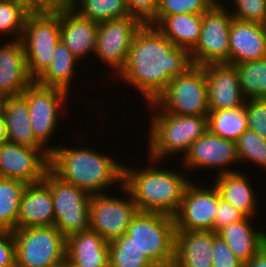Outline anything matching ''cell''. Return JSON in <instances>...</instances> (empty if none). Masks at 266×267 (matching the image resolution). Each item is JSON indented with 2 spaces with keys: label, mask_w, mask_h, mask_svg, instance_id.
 I'll return each instance as SVG.
<instances>
[{
  "label": "cell",
  "mask_w": 266,
  "mask_h": 267,
  "mask_svg": "<svg viewBox=\"0 0 266 267\" xmlns=\"http://www.w3.org/2000/svg\"><path fill=\"white\" fill-rule=\"evenodd\" d=\"M192 65L188 50L175 46L155 26L147 24L135 33L126 64L113 78L139 91L147 104L155 101L171 78Z\"/></svg>",
  "instance_id": "1"
},
{
  "label": "cell",
  "mask_w": 266,
  "mask_h": 267,
  "mask_svg": "<svg viewBox=\"0 0 266 267\" xmlns=\"http://www.w3.org/2000/svg\"><path fill=\"white\" fill-rule=\"evenodd\" d=\"M146 159H150L152 165L148 163L149 166L145 164L143 168L123 165V186L131 194L138 211L174 216L192 179L187 172L164 169L160 160Z\"/></svg>",
  "instance_id": "2"
},
{
  "label": "cell",
  "mask_w": 266,
  "mask_h": 267,
  "mask_svg": "<svg viewBox=\"0 0 266 267\" xmlns=\"http://www.w3.org/2000/svg\"><path fill=\"white\" fill-rule=\"evenodd\" d=\"M72 147L56 145L50 152L49 168L55 174L91 195L104 194L115 184L119 189L122 187L123 164L120 161L93 147Z\"/></svg>",
  "instance_id": "3"
},
{
  "label": "cell",
  "mask_w": 266,
  "mask_h": 267,
  "mask_svg": "<svg viewBox=\"0 0 266 267\" xmlns=\"http://www.w3.org/2000/svg\"><path fill=\"white\" fill-rule=\"evenodd\" d=\"M147 106L153 112L147 132L148 158L162 162L177 153L184 157L190 145L208 130V116L166 113L154 101Z\"/></svg>",
  "instance_id": "4"
},
{
  "label": "cell",
  "mask_w": 266,
  "mask_h": 267,
  "mask_svg": "<svg viewBox=\"0 0 266 267\" xmlns=\"http://www.w3.org/2000/svg\"><path fill=\"white\" fill-rule=\"evenodd\" d=\"M125 234L156 266L174 263L176 226L173 216L138 211Z\"/></svg>",
  "instance_id": "5"
},
{
  "label": "cell",
  "mask_w": 266,
  "mask_h": 267,
  "mask_svg": "<svg viewBox=\"0 0 266 267\" xmlns=\"http://www.w3.org/2000/svg\"><path fill=\"white\" fill-rule=\"evenodd\" d=\"M12 232L16 267H59L66 259V238L54 225Z\"/></svg>",
  "instance_id": "6"
},
{
  "label": "cell",
  "mask_w": 266,
  "mask_h": 267,
  "mask_svg": "<svg viewBox=\"0 0 266 267\" xmlns=\"http://www.w3.org/2000/svg\"><path fill=\"white\" fill-rule=\"evenodd\" d=\"M52 194L54 226L67 239L89 229V204L91 194L64 181L50 168L42 180Z\"/></svg>",
  "instance_id": "7"
},
{
  "label": "cell",
  "mask_w": 266,
  "mask_h": 267,
  "mask_svg": "<svg viewBox=\"0 0 266 267\" xmlns=\"http://www.w3.org/2000/svg\"><path fill=\"white\" fill-rule=\"evenodd\" d=\"M154 102L166 113L207 116L208 87L203 67L192 65L183 74L171 78Z\"/></svg>",
  "instance_id": "8"
},
{
  "label": "cell",
  "mask_w": 266,
  "mask_h": 267,
  "mask_svg": "<svg viewBox=\"0 0 266 267\" xmlns=\"http://www.w3.org/2000/svg\"><path fill=\"white\" fill-rule=\"evenodd\" d=\"M21 41L29 74L35 80L49 66L60 41V8L48 12H30Z\"/></svg>",
  "instance_id": "9"
},
{
  "label": "cell",
  "mask_w": 266,
  "mask_h": 267,
  "mask_svg": "<svg viewBox=\"0 0 266 267\" xmlns=\"http://www.w3.org/2000/svg\"><path fill=\"white\" fill-rule=\"evenodd\" d=\"M21 95L27 101L35 138L51 152L54 146L48 142L54 138L60 118H63L64 112H68L66 107L70 93L61 88L42 86L34 81Z\"/></svg>",
  "instance_id": "10"
},
{
  "label": "cell",
  "mask_w": 266,
  "mask_h": 267,
  "mask_svg": "<svg viewBox=\"0 0 266 267\" xmlns=\"http://www.w3.org/2000/svg\"><path fill=\"white\" fill-rule=\"evenodd\" d=\"M225 4L219 0L202 14L198 43L190 51L193 65L229 64V30L233 17L228 9L229 5Z\"/></svg>",
  "instance_id": "11"
},
{
  "label": "cell",
  "mask_w": 266,
  "mask_h": 267,
  "mask_svg": "<svg viewBox=\"0 0 266 267\" xmlns=\"http://www.w3.org/2000/svg\"><path fill=\"white\" fill-rule=\"evenodd\" d=\"M119 191L126 196L102 193L90 198L89 229L96 231L107 242L125 234L131 219L138 212L128 190L122 185Z\"/></svg>",
  "instance_id": "12"
},
{
  "label": "cell",
  "mask_w": 266,
  "mask_h": 267,
  "mask_svg": "<svg viewBox=\"0 0 266 267\" xmlns=\"http://www.w3.org/2000/svg\"><path fill=\"white\" fill-rule=\"evenodd\" d=\"M179 158L180 160L182 158L179 163H183L179 164L183 167L181 170L185 168L184 170L193 172L196 169L210 170L212 168L213 170L216 168L218 175L239 171L237 167L234 170L232 165L235 167L236 163L241 164L237 155L236 143L219 137L209 130L190 145L184 157L179 155Z\"/></svg>",
  "instance_id": "13"
},
{
  "label": "cell",
  "mask_w": 266,
  "mask_h": 267,
  "mask_svg": "<svg viewBox=\"0 0 266 267\" xmlns=\"http://www.w3.org/2000/svg\"><path fill=\"white\" fill-rule=\"evenodd\" d=\"M218 201L219 191L214 184L203 187L192 181L173 216L176 231H214Z\"/></svg>",
  "instance_id": "14"
},
{
  "label": "cell",
  "mask_w": 266,
  "mask_h": 267,
  "mask_svg": "<svg viewBox=\"0 0 266 267\" xmlns=\"http://www.w3.org/2000/svg\"><path fill=\"white\" fill-rule=\"evenodd\" d=\"M142 24L134 17L98 23L95 56L117 76L126 64L132 39ZM113 69V70H112Z\"/></svg>",
  "instance_id": "15"
},
{
  "label": "cell",
  "mask_w": 266,
  "mask_h": 267,
  "mask_svg": "<svg viewBox=\"0 0 266 267\" xmlns=\"http://www.w3.org/2000/svg\"><path fill=\"white\" fill-rule=\"evenodd\" d=\"M50 152L7 142L0 146V178L39 183L49 169Z\"/></svg>",
  "instance_id": "16"
},
{
  "label": "cell",
  "mask_w": 266,
  "mask_h": 267,
  "mask_svg": "<svg viewBox=\"0 0 266 267\" xmlns=\"http://www.w3.org/2000/svg\"><path fill=\"white\" fill-rule=\"evenodd\" d=\"M202 67L208 87L209 111L234 109L245 104L235 65L212 63Z\"/></svg>",
  "instance_id": "17"
},
{
  "label": "cell",
  "mask_w": 266,
  "mask_h": 267,
  "mask_svg": "<svg viewBox=\"0 0 266 267\" xmlns=\"http://www.w3.org/2000/svg\"><path fill=\"white\" fill-rule=\"evenodd\" d=\"M3 43L0 45V94L19 96L34 82L28 71L25 49L21 39H7Z\"/></svg>",
  "instance_id": "18"
},
{
  "label": "cell",
  "mask_w": 266,
  "mask_h": 267,
  "mask_svg": "<svg viewBox=\"0 0 266 267\" xmlns=\"http://www.w3.org/2000/svg\"><path fill=\"white\" fill-rule=\"evenodd\" d=\"M97 34L98 23L81 17L70 6L60 7V40L79 61L94 54Z\"/></svg>",
  "instance_id": "19"
},
{
  "label": "cell",
  "mask_w": 266,
  "mask_h": 267,
  "mask_svg": "<svg viewBox=\"0 0 266 267\" xmlns=\"http://www.w3.org/2000/svg\"><path fill=\"white\" fill-rule=\"evenodd\" d=\"M266 57V25L233 18L229 30V64Z\"/></svg>",
  "instance_id": "20"
},
{
  "label": "cell",
  "mask_w": 266,
  "mask_h": 267,
  "mask_svg": "<svg viewBox=\"0 0 266 267\" xmlns=\"http://www.w3.org/2000/svg\"><path fill=\"white\" fill-rule=\"evenodd\" d=\"M66 260L75 267H109V242L91 229L66 239Z\"/></svg>",
  "instance_id": "21"
},
{
  "label": "cell",
  "mask_w": 266,
  "mask_h": 267,
  "mask_svg": "<svg viewBox=\"0 0 266 267\" xmlns=\"http://www.w3.org/2000/svg\"><path fill=\"white\" fill-rule=\"evenodd\" d=\"M54 225L50 188L43 182L27 184L21 196L17 228Z\"/></svg>",
  "instance_id": "22"
},
{
  "label": "cell",
  "mask_w": 266,
  "mask_h": 267,
  "mask_svg": "<svg viewBox=\"0 0 266 267\" xmlns=\"http://www.w3.org/2000/svg\"><path fill=\"white\" fill-rule=\"evenodd\" d=\"M213 231H176L175 259L178 267H213Z\"/></svg>",
  "instance_id": "23"
},
{
  "label": "cell",
  "mask_w": 266,
  "mask_h": 267,
  "mask_svg": "<svg viewBox=\"0 0 266 267\" xmlns=\"http://www.w3.org/2000/svg\"><path fill=\"white\" fill-rule=\"evenodd\" d=\"M251 217L231 223L216 234L243 263L248 262L266 245V231L255 230Z\"/></svg>",
  "instance_id": "24"
},
{
  "label": "cell",
  "mask_w": 266,
  "mask_h": 267,
  "mask_svg": "<svg viewBox=\"0 0 266 267\" xmlns=\"http://www.w3.org/2000/svg\"><path fill=\"white\" fill-rule=\"evenodd\" d=\"M244 174L240 170L220 174L215 177L213 184L218 189L221 198L241 211L246 217L252 218L258 211V197L248 176Z\"/></svg>",
  "instance_id": "25"
},
{
  "label": "cell",
  "mask_w": 266,
  "mask_h": 267,
  "mask_svg": "<svg viewBox=\"0 0 266 267\" xmlns=\"http://www.w3.org/2000/svg\"><path fill=\"white\" fill-rule=\"evenodd\" d=\"M3 118L9 142L30 148H45L34 136L27 101L22 95L7 97Z\"/></svg>",
  "instance_id": "26"
},
{
  "label": "cell",
  "mask_w": 266,
  "mask_h": 267,
  "mask_svg": "<svg viewBox=\"0 0 266 267\" xmlns=\"http://www.w3.org/2000/svg\"><path fill=\"white\" fill-rule=\"evenodd\" d=\"M202 14L179 13L165 16L155 27L175 46L189 52L201 32Z\"/></svg>",
  "instance_id": "27"
},
{
  "label": "cell",
  "mask_w": 266,
  "mask_h": 267,
  "mask_svg": "<svg viewBox=\"0 0 266 267\" xmlns=\"http://www.w3.org/2000/svg\"><path fill=\"white\" fill-rule=\"evenodd\" d=\"M79 62L60 40L55 47L49 66L34 81L42 86L57 87L70 92L73 77H77L75 68Z\"/></svg>",
  "instance_id": "28"
},
{
  "label": "cell",
  "mask_w": 266,
  "mask_h": 267,
  "mask_svg": "<svg viewBox=\"0 0 266 267\" xmlns=\"http://www.w3.org/2000/svg\"><path fill=\"white\" fill-rule=\"evenodd\" d=\"M208 130L227 140L236 141L247 129L245 104L234 109L209 111Z\"/></svg>",
  "instance_id": "29"
},
{
  "label": "cell",
  "mask_w": 266,
  "mask_h": 267,
  "mask_svg": "<svg viewBox=\"0 0 266 267\" xmlns=\"http://www.w3.org/2000/svg\"><path fill=\"white\" fill-rule=\"evenodd\" d=\"M27 183L18 179L0 178V230L17 229L21 196Z\"/></svg>",
  "instance_id": "30"
},
{
  "label": "cell",
  "mask_w": 266,
  "mask_h": 267,
  "mask_svg": "<svg viewBox=\"0 0 266 267\" xmlns=\"http://www.w3.org/2000/svg\"><path fill=\"white\" fill-rule=\"evenodd\" d=\"M70 7L96 23L130 16L126 0H73Z\"/></svg>",
  "instance_id": "31"
},
{
  "label": "cell",
  "mask_w": 266,
  "mask_h": 267,
  "mask_svg": "<svg viewBox=\"0 0 266 267\" xmlns=\"http://www.w3.org/2000/svg\"><path fill=\"white\" fill-rule=\"evenodd\" d=\"M246 99L266 98V57L235 65Z\"/></svg>",
  "instance_id": "32"
},
{
  "label": "cell",
  "mask_w": 266,
  "mask_h": 267,
  "mask_svg": "<svg viewBox=\"0 0 266 267\" xmlns=\"http://www.w3.org/2000/svg\"><path fill=\"white\" fill-rule=\"evenodd\" d=\"M155 266L126 234L109 242V267Z\"/></svg>",
  "instance_id": "33"
},
{
  "label": "cell",
  "mask_w": 266,
  "mask_h": 267,
  "mask_svg": "<svg viewBox=\"0 0 266 267\" xmlns=\"http://www.w3.org/2000/svg\"><path fill=\"white\" fill-rule=\"evenodd\" d=\"M29 13L15 0H0V36L5 38L3 40L8 37V40L21 39Z\"/></svg>",
  "instance_id": "34"
},
{
  "label": "cell",
  "mask_w": 266,
  "mask_h": 267,
  "mask_svg": "<svg viewBox=\"0 0 266 267\" xmlns=\"http://www.w3.org/2000/svg\"><path fill=\"white\" fill-rule=\"evenodd\" d=\"M239 161L253 163L266 171V141L254 131L247 129L236 141Z\"/></svg>",
  "instance_id": "35"
},
{
  "label": "cell",
  "mask_w": 266,
  "mask_h": 267,
  "mask_svg": "<svg viewBox=\"0 0 266 267\" xmlns=\"http://www.w3.org/2000/svg\"><path fill=\"white\" fill-rule=\"evenodd\" d=\"M219 0H158L156 18L149 24L156 26L165 16L190 13L203 14Z\"/></svg>",
  "instance_id": "36"
},
{
  "label": "cell",
  "mask_w": 266,
  "mask_h": 267,
  "mask_svg": "<svg viewBox=\"0 0 266 267\" xmlns=\"http://www.w3.org/2000/svg\"><path fill=\"white\" fill-rule=\"evenodd\" d=\"M232 6L234 19L266 25V0H234Z\"/></svg>",
  "instance_id": "37"
},
{
  "label": "cell",
  "mask_w": 266,
  "mask_h": 267,
  "mask_svg": "<svg viewBox=\"0 0 266 267\" xmlns=\"http://www.w3.org/2000/svg\"><path fill=\"white\" fill-rule=\"evenodd\" d=\"M248 129L266 141V98L246 99Z\"/></svg>",
  "instance_id": "38"
},
{
  "label": "cell",
  "mask_w": 266,
  "mask_h": 267,
  "mask_svg": "<svg viewBox=\"0 0 266 267\" xmlns=\"http://www.w3.org/2000/svg\"><path fill=\"white\" fill-rule=\"evenodd\" d=\"M243 262L230 250L229 246L213 231V267H243Z\"/></svg>",
  "instance_id": "39"
},
{
  "label": "cell",
  "mask_w": 266,
  "mask_h": 267,
  "mask_svg": "<svg viewBox=\"0 0 266 267\" xmlns=\"http://www.w3.org/2000/svg\"><path fill=\"white\" fill-rule=\"evenodd\" d=\"M129 15L142 25L150 24L155 18L158 0H126Z\"/></svg>",
  "instance_id": "40"
},
{
  "label": "cell",
  "mask_w": 266,
  "mask_h": 267,
  "mask_svg": "<svg viewBox=\"0 0 266 267\" xmlns=\"http://www.w3.org/2000/svg\"><path fill=\"white\" fill-rule=\"evenodd\" d=\"M245 217V215L239 211L237 208L232 206L230 203H228L226 200L221 198L219 193V201H218V207L217 212L215 216L214 221V232L216 233L219 229L242 220Z\"/></svg>",
  "instance_id": "41"
},
{
  "label": "cell",
  "mask_w": 266,
  "mask_h": 267,
  "mask_svg": "<svg viewBox=\"0 0 266 267\" xmlns=\"http://www.w3.org/2000/svg\"><path fill=\"white\" fill-rule=\"evenodd\" d=\"M0 267H16L13 232L0 230Z\"/></svg>",
  "instance_id": "42"
},
{
  "label": "cell",
  "mask_w": 266,
  "mask_h": 267,
  "mask_svg": "<svg viewBox=\"0 0 266 267\" xmlns=\"http://www.w3.org/2000/svg\"><path fill=\"white\" fill-rule=\"evenodd\" d=\"M23 5L29 12L55 11L61 5L56 0H15Z\"/></svg>",
  "instance_id": "43"
},
{
  "label": "cell",
  "mask_w": 266,
  "mask_h": 267,
  "mask_svg": "<svg viewBox=\"0 0 266 267\" xmlns=\"http://www.w3.org/2000/svg\"><path fill=\"white\" fill-rule=\"evenodd\" d=\"M243 267H266V245L248 262H245Z\"/></svg>",
  "instance_id": "44"
},
{
  "label": "cell",
  "mask_w": 266,
  "mask_h": 267,
  "mask_svg": "<svg viewBox=\"0 0 266 267\" xmlns=\"http://www.w3.org/2000/svg\"><path fill=\"white\" fill-rule=\"evenodd\" d=\"M9 142L5 121L3 117H0V146Z\"/></svg>",
  "instance_id": "45"
},
{
  "label": "cell",
  "mask_w": 266,
  "mask_h": 267,
  "mask_svg": "<svg viewBox=\"0 0 266 267\" xmlns=\"http://www.w3.org/2000/svg\"><path fill=\"white\" fill-rule=\"evenodd\" d=\"M6 100L7 96L0 94V117H3Z\"/></svg>",
  "instance_id": "46"
},
{
  "label": "cell",
  "mask_w": 266,
  "mask_h": 267,
  "mask_svg": "<svg viewBox=\"0 0 266 267\" xmlns=\"http://www.w3.org/2000/svg\"><path fill=\"white\" fill-rule=\"evenodd\" d=\"M61 6H70L73 0H56Z\"/></svg>",
  "instance_id": "47"
},
{
  "label": "cell",
  "mask_w": 266,
  "mask_h": 267,
  "mask_svg": "<svg viewBox=\"0 0 266 267\" xmlns=\"http://www.w3.org/2000/svg\"><path fill=\"white\" fill-rule=\"evenodd\" d=\"M61 267H75L71 263H69L66 259L61 264Z\"/></svg>",
  "instance_id": "48"
},
{
  "label": "cell",
  "mask_w": 266,
  "mask_h": 267,
  "mask_svg": "<svg viewBox=\"0 0 266 267\" xmlns=\"http://www.w3.org/2000/svg\"><path fill=\"white\" fill-rule=\"evenodd\" d=\"M155 267H178V266L175 263H172V264H168V265H158Z\"/></svg>",
  "instance_id": "49"
}]
</instances>
